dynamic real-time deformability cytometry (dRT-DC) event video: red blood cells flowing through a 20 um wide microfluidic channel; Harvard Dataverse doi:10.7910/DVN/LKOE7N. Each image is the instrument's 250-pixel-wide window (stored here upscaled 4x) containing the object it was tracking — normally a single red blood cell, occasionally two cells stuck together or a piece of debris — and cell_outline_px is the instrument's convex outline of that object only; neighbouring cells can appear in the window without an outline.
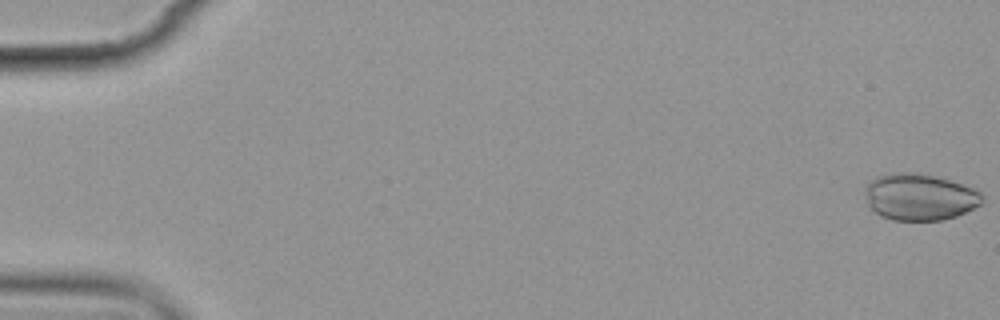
{"species": "common noctule bat (a hibernating species)", "species_latin": "Nyctalus noctula", "temperature_condition": "cold", "stored_images_in_passage": 6, "camera_frame_rate_fps": 3000, "um_per_image_px": 0.085, "animal": {"sex": "female", "body_mass_g": 19.9}, "frame": {"image": 1, "passage_image": 1, "time_ms": 0.0, "image_size_px": [1000, 320], "cell_outline_px": [[984, 200], [980, 204], [956, 216], [944, 220], [892, 220], [880, 216], [868, 204], [864, 192], [864, 188], [876, 176], [904, 172], [912, 172], [932, 176], [948, 180], [972, 188], [980, 192]], "centroid_in_image_um": [78.14, 16.76], "position_along_channel_um": 6.9, "area_um2": 31.44}}